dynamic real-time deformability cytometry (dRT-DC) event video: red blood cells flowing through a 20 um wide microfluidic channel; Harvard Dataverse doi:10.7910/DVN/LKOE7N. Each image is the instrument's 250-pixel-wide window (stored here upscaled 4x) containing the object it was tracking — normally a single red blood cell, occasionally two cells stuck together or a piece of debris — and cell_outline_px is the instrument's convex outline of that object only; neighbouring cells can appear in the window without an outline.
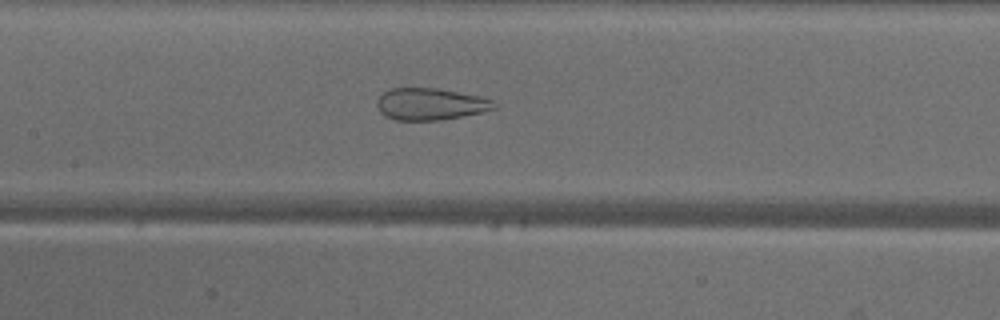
{"species": "common noctule bat (a hibernating species)", "species_latin": "Nyctalus noctula", "temperature_condition": "warm", "stored_images_in_passage": 47, "camera_frame_rate_fps": 3000, "um_per_image_px": 0.085, "animal": {"sex": "male", "body_mass_g": 18.8}, "frame": {"image": 1, "passage_image": 21, "time_ms": 6.667, "image_size_px": [1000, 320], "cell_outline_px": [[496, 108], [484, 112], [440, 120], [396, 120], [384, 116], [380, 112], [376, 104], [376, 100], [384, 92], [392, 88], [436, 88], [480, 96], [492, 100]], "centroid_in_image_um": [36.56, 8.85], "position_along_channel_um": 170.8, "area_um2": 21.73}}